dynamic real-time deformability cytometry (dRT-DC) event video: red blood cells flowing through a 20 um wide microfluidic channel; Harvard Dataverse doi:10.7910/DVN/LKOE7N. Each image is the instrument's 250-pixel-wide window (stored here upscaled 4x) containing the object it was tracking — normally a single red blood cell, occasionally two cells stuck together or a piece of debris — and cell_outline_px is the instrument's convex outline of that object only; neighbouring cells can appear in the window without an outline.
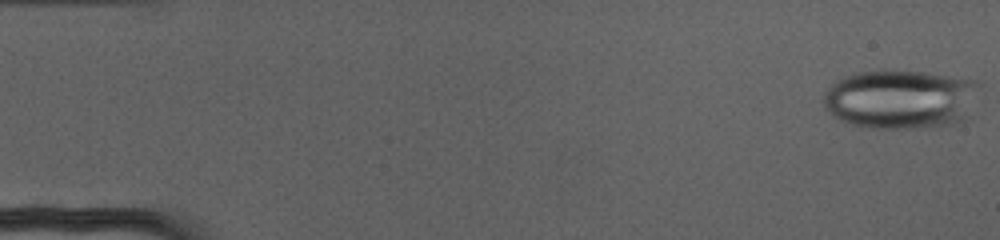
{"species": "human", "species_latin": "Homo sapiens", "temperature_condition": "cold", "stored_images_in_passage": 72, "camera_frame_rate_fps": 3000, "um_per_image_px": 0.085, "donor": {"sex": "female"}, "frame": {"image": 1, "passage_image": 1, "time_ms": 0.0, "image_size_px": [1000, 240], "cell_outline_px": [[980, 84], [972, 120], [960, 124], [932, 128], [868, 128], [844, 124], [832, 116], [824, 108], [824, 92], [836, 80], [844, 76], [856, 72], [884, 68], [924, 72], [976, 80]], "centroid_in_image_um": [76.62, 8.45], "position_along_channel_um": 8.4, "area_um2": 56.18}}
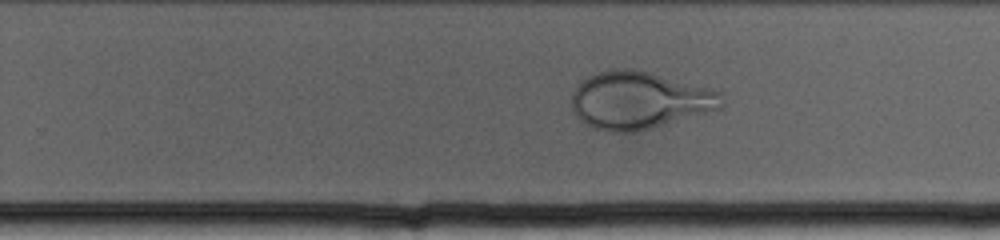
{"frame": {"image": 2, "passage_image": 46, "time_ms": 15.0, "image_size_px": [1000, 240], "cell_outline_px": [[724, 104], [720, 108], [648, 128], [632, 132], [604, 132], [592, 128], [580, 120], [572, 112], [572, 92], [580, 80], [588, 76], [608, 68], [628, 68], [648, 72], [712, 88], [720, 92]], "centroid_in_image_um": [54.26, 8.51], "position_along_channel_um": 275.5, "area_um2": 50.05}}
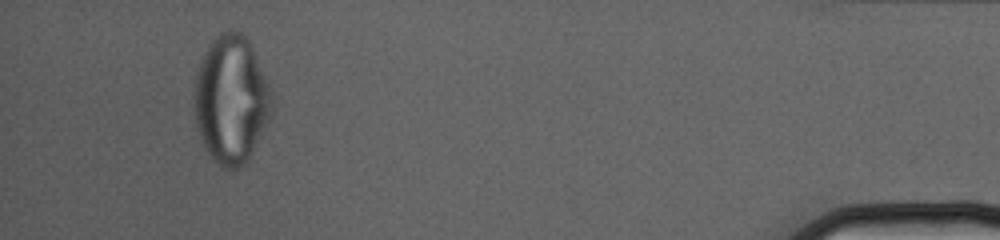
{"frame": {"image": 3, "passage_image": 68, "time_ms": 22.333, "image_size_px": [1000, 240], "cell_outline_px": [[276, 96], [272, 112], [248, 160], [244, 164], [232, 172], [224, 168], [212, 160], [204, 148], [200, 140], [196, 124], [192, 100], [196, 72], [200, 60], [208, 44], [220, 32], [228, 28], [232, 28], [240, 32], [248, 40]], "centroid_in_image_um": [19.64, 8.46], "position_along_channel_um": 415.6, "area_um2": 59.19}}